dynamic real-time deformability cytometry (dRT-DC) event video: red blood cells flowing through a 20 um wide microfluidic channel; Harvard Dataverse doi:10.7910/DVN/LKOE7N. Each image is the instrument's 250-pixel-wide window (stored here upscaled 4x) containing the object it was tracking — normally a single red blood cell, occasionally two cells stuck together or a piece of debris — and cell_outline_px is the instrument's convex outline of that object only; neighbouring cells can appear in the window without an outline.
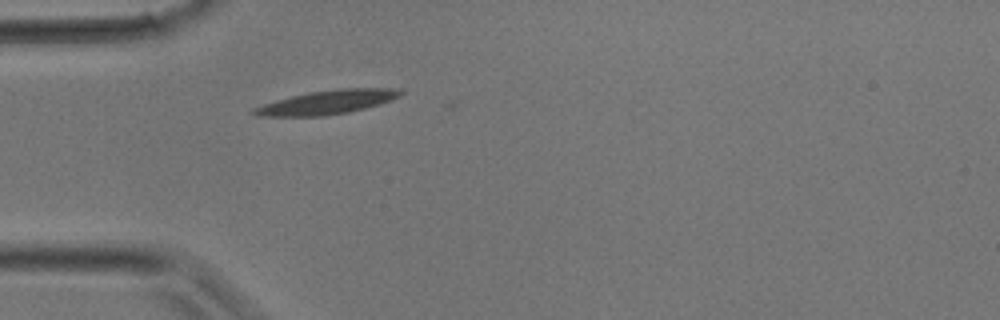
{"species": "common noctule bat (a hibernating species)", "species_latin": "Nyctalus noctula", "temperature_condition": "room temperature", "stored_images_in_passage": 2, "camera_frame_rate_fps": 3000, "um_per_image_px": 0.085, "animal": {"sex": "male", "body_mass_g": 17.9}, "frame": {"image": 1, "passage_image": 1, "time_ms": 0.0, "image_size_px": [1000, 320], "cell_outline_px": [[404, 92], [400, 96], [380, 104], [348, 112], [320, 116], [260, 116], [252, 112], [252, 108], [276, 100], [292, 96], [312, 92], [340, 88], [400, 88]], "centroid_in_image_um": [27.85, 8.68], "position_along_channel_um": 57.1, "area_um2": 20.17}}